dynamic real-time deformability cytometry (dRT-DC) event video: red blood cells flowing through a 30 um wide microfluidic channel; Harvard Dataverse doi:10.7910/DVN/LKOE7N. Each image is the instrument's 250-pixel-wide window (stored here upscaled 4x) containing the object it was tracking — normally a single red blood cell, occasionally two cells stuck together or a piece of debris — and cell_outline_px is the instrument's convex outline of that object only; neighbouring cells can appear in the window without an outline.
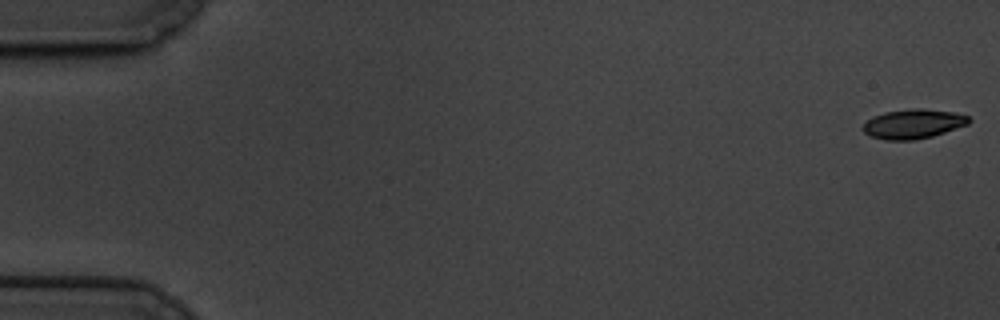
{"species": "common noctule bat (a hibernating species)", "species_latin": "Nyctalus noctula", "temperature_condition": "cold", "stored_images_in_passage": 15, "camera_frame_rate_fps": 3000, "um_per_image_px": 0.085, "animal": {"sex": "male", "body_mass_g": 19.5, "forearm_length_mm": 54.6}, "frame": {"image": 1, "passage_image": 1, "time_ms": 0.0, "image_size_px": [1000, 320], "cell_outline_px": [[972, 120], [968, 124], [932, 136], [916, 140], [888, 140], [872, 136], [864, 132], [860, 128], [872, 116], [884, 112], [912, 108], [920, 108], [952, 112], [968, 116]], "centroid_in_image_um": [77.6, 10.53], "position_along_channel_um": 7.4, "area_um2": 18.09}}